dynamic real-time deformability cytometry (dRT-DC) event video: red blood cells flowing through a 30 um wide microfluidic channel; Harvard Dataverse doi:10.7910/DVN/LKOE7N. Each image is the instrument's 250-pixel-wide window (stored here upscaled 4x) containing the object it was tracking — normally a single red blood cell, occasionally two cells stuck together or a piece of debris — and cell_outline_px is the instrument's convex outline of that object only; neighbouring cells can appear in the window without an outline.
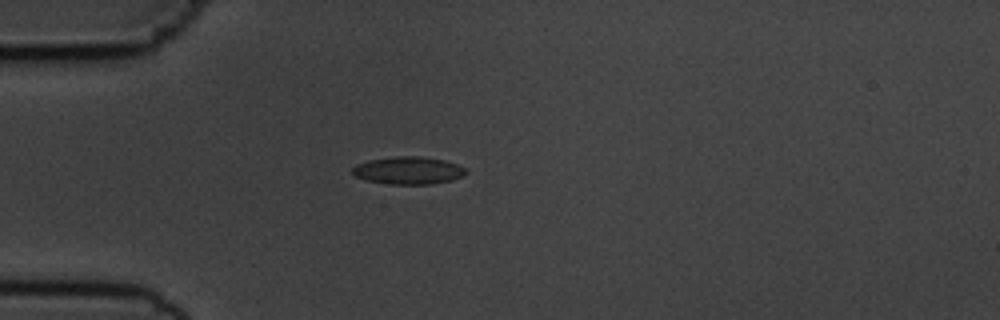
{"species": "common noctule bat (a hibernating species)", "species_latin": "Nyctalus noctula", "temperature_condition": "cold", "stored_images_in_passage": 1, "camera_frame_rate_fps": 3000, "um_per_image_px": 0.085, "animal": {"sex": "male", "body_mass_g": 19.5, "forearm_length_mm": 54.6}, "frame": {"image": 1, "passage_image": 1, "time_ms": 0.0, "image_size_px": [1000, 320], "cell_outline_px": [[468, 172], [464, 176], [452, 180], [432, 184], [388, 184], [364, 180], [356, 176], [352, 172], [352, 168], [356, 164], [368, 160], [396, 156], [420, 156], [444, 160], [456, 164], [464, 168]], "centroid_in_image_um": [34.7, 14.49], "position_along_channel_um": 50.3, "area_um2": 18.32}}